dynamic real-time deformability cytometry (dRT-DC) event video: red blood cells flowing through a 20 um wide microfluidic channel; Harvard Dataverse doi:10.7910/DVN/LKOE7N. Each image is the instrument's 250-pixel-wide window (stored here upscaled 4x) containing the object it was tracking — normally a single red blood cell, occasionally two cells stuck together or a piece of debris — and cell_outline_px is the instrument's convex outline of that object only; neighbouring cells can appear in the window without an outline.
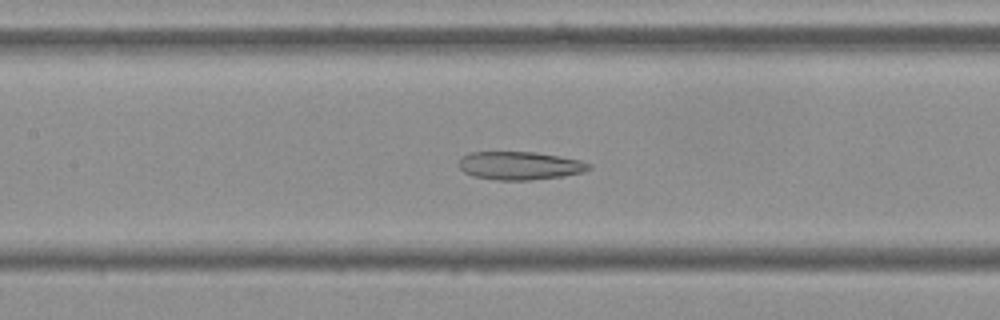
{"species": "Egyptian fruit bat (a non-hibernating species)", "species_latin": "Rousettus aegyptiacus", "temperature_condition": "cold", "stored_images_in_passage": 39, "camera_frame_rate_fps": 3000, "um_per_image_px": 0.085, "frame": {"image": 1, "passage_image": 9, "time_ms": 2.667, "image_size_px": [1000, 320], "cell_outline_px": [[592, 168], [584, 172], [564, 176], [532, 180], [496, 180], [472, 176], [464, 172], [456, 164], [460, 156], [468, 152], [536, 152], [560, 156], [580, 160], [592, 164]], "centroid_in_image_um": [44.16, 14.08], "position_along_channel_um": 163.2, "area_um2": 21.79}}
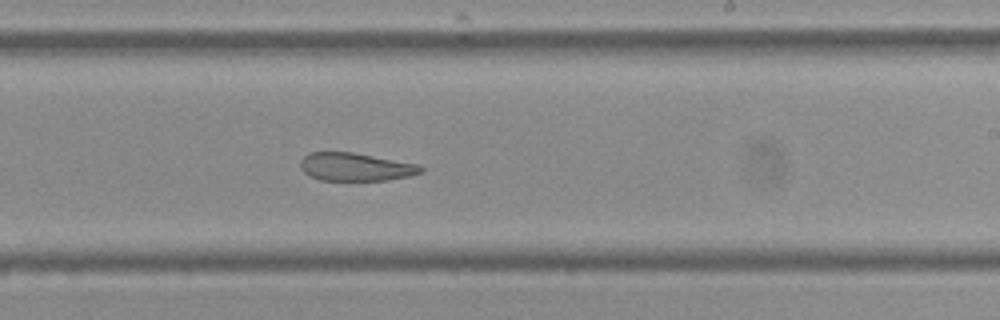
{"frame": {"image": 2, "passage_image": 17, "time_ms": 5.333, "image_size_px": [1000, 320], "cell_outline_px": [[424, 172], [408, 176], [388, 180], [320, 180], [304, 172], [300, 168], [300, 160], [308, 152], [352, 152], [420, 164], [424, 168]], "centroid_in_image_um": [30.24, 14.18], "position_along_channel_um": 258.8, "area_um2": 19.77}}
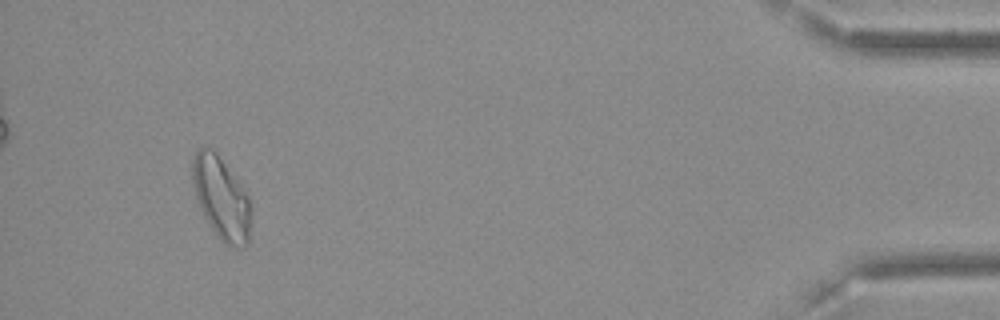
{"frame": {"image": 3, "passage_image": 36, "time_ms": 11.667, "image_size_px": [1000, 320], "cell_outline_px": [[252, 212], [248, 244], [244, 248], [228, 248], [216, 236], [204, 216], [200, 208], [196, 196], [192, 180], [192, 160], [196, 152], [200, 148], [212, 148], [216, 152], [248, 196], [252, 204]], "centroid_in_image_um": [18.84, 16.92], "position_along_channel_um": 416.4, "area_um2": 28.32}, "authors_computed_cell_mechanics": {"area_um2": 22.7732, "velocity_mm_per_s": 3.5945, "shape_relaxation_time_tau1_ms": null, "shape_relaxation_time_tau2_ms": 5.1822, "deformation_change_tau1": null, "deformation_change_tau2": 0.1219}}